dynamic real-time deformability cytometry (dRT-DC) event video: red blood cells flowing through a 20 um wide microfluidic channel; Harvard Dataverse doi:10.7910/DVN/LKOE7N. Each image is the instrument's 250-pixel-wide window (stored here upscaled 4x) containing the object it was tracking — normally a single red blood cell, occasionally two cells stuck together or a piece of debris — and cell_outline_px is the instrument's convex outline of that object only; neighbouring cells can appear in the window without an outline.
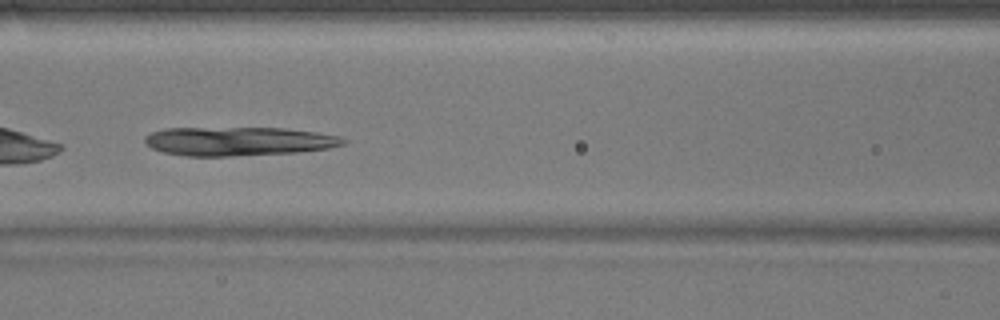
{"species": "common noctule bat (a hibernating species)", "species_latin": "Nyctalus noctula", "temperature_condition": "warm", "stored_images_in_passage": 48, "camera_frame_rate_fps": 3000, "um_per_image_px": 0.085, "animal": {"sex": "male", "body_mass_g": 17.9}, "frame": {"image": 1, "passage_image": 21, "time_ms": 6.667, "image_size_px": [1000, 320], "cell_outline_px": [[348, 140], [344, 144], [328, 148], [296, 152], [228, 156], [188, 156], [164, 152], [152, 148], [144, 144], [144, 136], [152, 132], [164, 128], [284, 128], [316, 132], [340, 136]], "centroid_in_image_um": [20.25, 12.0], "position_along_channel_um": 146.4, "area_um2": 33.29}}
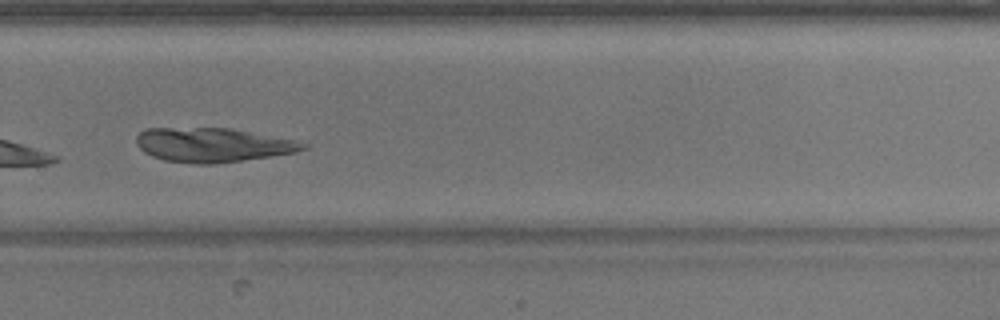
{"frame": {"image": 2, "passage_image": 34, "time_ms": 11.0, "image_size_px": [1000, 320], "cell_outline_px": [[308, 148], [296, 152], [272, 156], [244, 160], [212, 164], [196, 164], [164, 160], [152, 156], [144, 152], [136, 144], [136, 136], [140, 132], [148, 128], [228, 128], [292, 140], [308, 144]], "centroid_in_image_um": [18.04, 12.33], "position_along_channel_um": 311.8, "area_um2": 32.95}}